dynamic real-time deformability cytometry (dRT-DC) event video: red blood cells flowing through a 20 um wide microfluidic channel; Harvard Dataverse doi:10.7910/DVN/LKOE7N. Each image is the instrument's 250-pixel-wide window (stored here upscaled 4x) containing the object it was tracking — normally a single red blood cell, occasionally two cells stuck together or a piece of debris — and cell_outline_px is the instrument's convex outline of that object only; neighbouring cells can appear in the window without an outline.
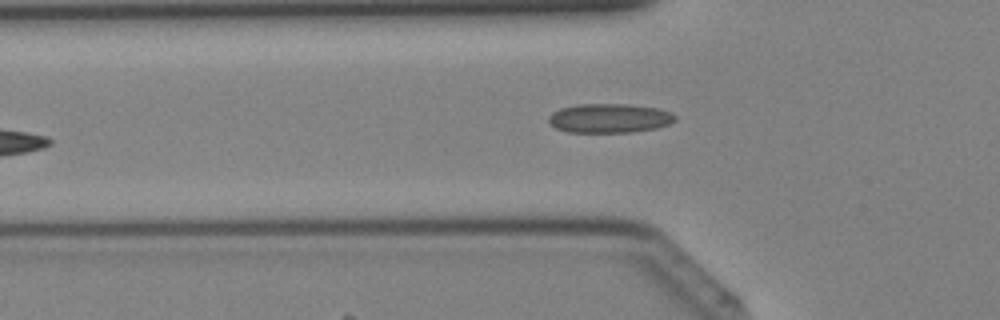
{"species": "Egyptian fruit bat (a non-hibernating species)", "species_latin": "Rousettus aegyptiacus", "temperature_condition": "cold", "stored_images_in_passage": 4, "camera_frame_rate_fps": 3000, "um_per_image_px": 0.085, "animal": {"sex": "female"}, "frame": {"image": 1, "passage_image": 4, "time_ms": 1.0, "image_size_px": [1000, 320], "cell_outline_px": [[676, 120], [668, 124], [656, 128], [632, 132], [568, 132], [556, 128], [548, 120], [548, 116], [552, 112], [560, 108], [576, 104], [628, 104], [656, 108], [672, 112], [676, 116]], "centroid_in_image_um": [51.8, 10.04], "position_along_channel_um": 74.0, "area_um2": 21.56}}